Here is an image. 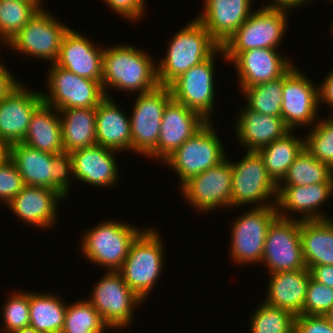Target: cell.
<instances>
[{"instance_id":"cell-1","label":"cell","mask_w":333,"mask_h":333,"mask_svg":"<svg viewBox=\"0 0 333 333\" xmlns=\"http://www.w3.org/2000/svg\"><path fill=\"white\" fill-rule=\"evenodd\" d=\"M146 52L141 47L121 43L103 48L101 85L107 97L111 96L109 88L135 95L159 86L157 61Z\"/></svg>"},{"instance_id":"cell-2","label":"cell","mask_w":333,"mask_h":333,"mask_svg":"<svg viewBox=\"0 0 333 333\" xmlns=\"http://www.w3.org/2000/svg\"><path fill=\"white\" fill-rule=\"evenodd\" d=\"M173 36L164 58L156 63L161 86H169L180 75L210 58L221 47L196 18Z\"/></svg>"},{"instance_id":"cell-3","label":"cell","mask_w":333,"mask_h":333,"mask_svg":"<svg viewBox=\"0 0 333 333\" xmlns=\"http://www.w3.org/2000/svg\"><path fill=\"white\" fill-rule=\"evenodd\" d=\"M145 228L132 242L127 258L118 272L142 300L152 293L164 269L163 238L156 227ZM164 245V246H163Z\"/></svg>"},{"instance_id":"cell-4","label":"cell","mask_w":333,"mask_h":333,"mask_svg":"<svg viewBox=\"0 0 333 333\" xmlns=\"http://www.w3.org/2000/svg\"><path fill=\"white\" fill-rule=\"evenodd\" d=\"M106 220L86 230L81 239L83 257L92 264L118 271L127 258L130 246L144 230L134 224Z\"/></svg>"},{"instance_id":"cell-5","label":"cell","mask_w":333,"mask_h":333,"mask_svg":"<svg viewBox=\"0 0 333 333\" xmlns=\"http://www.w3.org/2000/svg\"><path fill=\"white\" fill-rule=\"evenodd\" d=\"M213 123L207 122L163 161L162 164H166L179 177V187L227 158L225 146Z\"/></svg>"},{"instance_id":"cell-6","label":"cell","mask_w":333,"mask_h":333,"mask_svg":"<svg viewBox=\"0 0 333 333\" xmlns=\"http://www.w3.org/2000/svg\"><path fill=\"white\" fill-rule=\"evenodd\" d=\"M231 166V209L242 205H253L251 208L276 206L278 185L268 175L263 159L257 151L245 150L243 158L236 162L231 161Z\"/></svg>"},{"instance_id":"cell-7","label":"cell","mask_w":333,"mask_h":333,"mask_svg":"<svg viewBox=\"0 0 333 333\" xmlns=\"http://www.w3.org/2000/svg\"><path fill=\"white\" fill-rule=\"evenodd\" d=\"M130 113L132 152L157 160V141L165 106L172 100L169 86L157 88L135 97Z\"/></svg>"},{"instance_id":"cell-8","label":"cell","mask_w":333,"mask_h":333,"mask_svg":"<svg viewBox=\"0 0 333 333\" xmlns=\"http://www.w3.org/2000/svg\"><path fill=\"white\" fill-rule=\"evenodd\" d=\"M91 292L87 300L114 330L133 326L134 308L146 302L129 288L118 271H106Z\"/></svg>"},{"instance_id":"cell-9","label":"cell","mask_w":333,"mask_h":333,"mask_svg":"<svg viewBox=\"0 0 333 333\" xmlns=\"http://www.w3.org/2000/svg\"><path fill=\"white\" fill-rule=\"evenodd\" d=\"M70 27L42 7L5 45L21 56L56 62L64 34Z\"/></svg>"},{"instance_id":"cell-10","label":"cell","mask_w":333,"mask_h":333,"mask_svg":"<svg viewBox=\"0 0 333 333\" xmlns=\"http://www.w3.org/2000/svg\"><path fill=\"white\" fill-rule=\"evenodd\" d=\"M231 222L229 255L233 263L261 265L269 225L278 216L276 206L249 208ZM243 264V265H242Z\"/></svg>"},{"instance_id":"cell-11","label":"cell","mask_w":333,"mask_h":333,"mask_svg":"<svg viewBox=\"0 0 333 333\" xmlns=\"http://www.w3.org/2000/svg\"><path fill=\"white\" fill-rule=\"evenodd\" d=\"M289 12L276 8L253 10L243 25L221 46L223 52H243L254 48L279 49L288 30Z\"/></svg>"},{"instance_id":"cell-12","label":"cell","mask_w":333,"mask_h":333,"mask_svg":"<svg viewBox=\"0 0 333 333\" xmlns=\"http://www.w3.org/2000/svg\"><path fill=\"white\" fill-rule=\"evenodd\" d=\"M47 71L48 93L41 91L43 102L58 111L70 108H96L106 97L99 81L80 77L55 63Z\"/></svg>"},{"instance_id":"cell-13","label":"cell","mask_w":333,"mask_h":333,"mask_svg":"<svg viewBox=\"0 0 333 333\" xmlns=\"http://www.w3.org/2000/svg\"><path fill=\"white\" fill-rule=\"evenodd\" d=\"M220 54L226 59L220 47L210 58L193 66L175 79L170 85L172 99L199 113L206 121H212L215 102V58Z\"/></svg>"},{"instance_id":"cell-14","label":"cell","mask_w":333,"mask_h":333,"mask_svg":"<svg viewBox=\"0 0 333 333\" xmlns=\"http://www.w3.org/2000/svg\"><path fill=\"white\" fill-rule=\"evenodd\" d=\"M228 158L193 176L179 188L192 209L203 214L216 209L231 210L232 166Z\"/></svg>"},{"instance_id":"cell-15","label":"cell","mask_w":333,"mask_h":333,"mask_svg":"<svg viewBox=\"0 0 333 333\" xmlns=\"http://www.w3.org/2000/svg\"><path fill=\"white\" fill-rule=\"evenodd\" d=\"M261 263L267 274L306 268L300 237V220L277 216L269 225Z\"/></svg>"},{"instance_id":"cell-16","label":"cell","mask_w":333,"mask_h":333,"mask_svg":"<svg viewBox=\"0 0 333 333\" xmlns=\"http://www.w3.org/2000/svg\"><path fill=\"white\" fill-rule=\"evenodd\" d=\"M319 108L318 85L294 65L283 76L282 119L291 130L309 128L319 119Z\"/></svg>"},{"instance_id":"cell-17","label":"cell","mask_w":333,"mask_h":333,"mask_svg":"<svg viewBox=\"0 0 333 333\" xmlns=\"http://www.w3.org/2000/svg\"><path fill=\"white\" fill-rule=\"evenodd\" d=\"M278 50L254 48L243 52H224L226 62L235 66L240 92L247 87L279 79L294 66L293 60Z\"/></svg>"},{"instance_id":"cell-18","label":"cell","mask_w":333,"mask_h":333,"mask_svg":"<svg viewBox=\"0 0 333 333\" xmlns=\"http://www.w3.org/2000/svg\"><path fill=\"white\" fill-rule=\"evenodd\" d=\"M330 197H333V182L305 186H278L277 213L281 218L300 221L330 219L331 216H327L321 210V206L331 200Z\"/></svg>"},{"instance_id":"cell-19","label":"cell","mask_w":333,"mask_h":333,"mask_svg":"<svg viewBox=\"0 0 333 333\" xmlns=\"http://www.w3.org/2000/svg\"><path fill=\"white\" fill-rule=\"evenodd\" d=\"M63 199L66 198L58 191L25 186L6 207L29 227L52 229L57 223L58 204Z\"/></svg>"},{"instance_id":"cell-20","label":"cell","mask_w":333,"mask_h":333,"mask_svg":"<svg viewBox=\"0 0 333 333\" xmlns=\"http://www.w3.org/2000/svg\"><path fill=\"white\" fill-rule=\"evenodd\" d=\"M94 43L70 27L62 38L55 64L80 77L101 83L104 46Z\"/></svg>"},{"instance_id":"cell-21","label":"cell","mask_w":333,"mask_h":333,"mask_svg":"<svg viewBox=\"0 0 333 333\" xmlns=\"http://www.w3.org/2000/svg\"><path fill=\"white\" fill-rule=\"evenodd\" d=\"M23 85L0 100V139L10 145L23 141L34 111L43 103L40 91Z\"/></svg>"},{"instance_id":"cell-22","label":"cell","mask_w":333,"mask_h":333,"mask_svg":"<svg viewBox=\"0 0 333 333\" xmlns=\"http://www.w3.org/2000/svg\"><path fill=\"white\" fill-rule=\"evenodd\" d=\"M208 121L173 99L165 106L157 141V161L162 163Z\"/></svg>"},{"instance_id":"cell-23","label":"cell","mask_w":333,"mask_h":333,"mask_svg":"<svg viewBox=\"0 0 333 333\" xmlns=\"http://www.w3.org/2000/svg\"><path fill=\"white\" fill-rule=\"evenodd\" d=\"M117 152L98 144L72 151L73 179L97 188H113L120 179Z\"/></svg>"},{"instance_id":"cell-24","label":"cell","mask_w":333,"mask_h":333,"mask_svg":"<svg viewBox=\"0 0 333 333\" xmlns=\"http://www.w3.org/2000/svg\"><path fill=\"white\" fill-rule=\"evenodd\" d=\"M195 18L222 46L243 25L254 10L249 0H204Z\"/></svg>"},{"instance_id":"cell-25","label":"cell","mask_w":333,"mask_h":333,"mask_svg":"<svg viewBox=\"0 0 333 333\" xmlns=\"http://www.w3.org/2000/svg\"><path fill=\"white\" fill-rule=\"evenodd\" d=\"M238 114L233 133L237 143L247 151H258L291 131L282 117L255 112L246 105Z\"/></svg>"},{"instance_id":"cell-26","label":"cell","mask_w":333,"mask_h":333,"mask_svg":"<svg viewBox=\"0 0 333 333\" xmlns=\"http://www.w3.org/2000/svg\"><path fill=\"white\" fill-rule=\"evenodd\" d=\"M114 97H105L96 107V143L119 152H132L130 116Z\"/></svg>"},{"instance_id":"cell-27","label":"cell","mask_w":333,"mask_h":333,"mask_svg":"<svg viewBox=\"0 0 333 333\" xmlns=\"http://www.w3.org/2000/svg\"><path fill=\"white\" fill-rule=\"evenodd\" d=\"M264 303L302 315L307 285L311 277L307 268L268 274Z\"/></svg>"},{"instance_id":"cell-28","label":"cell","mask_w":333,"mask_h":333,"mask_svg":"<svg viewBox=\"0 0 333 333\" xmlns=\"http://www.w3.org/2000/svg\"><path fill=\"white\" fill-rule=\"evenodd\" d=\"M55 155L37 150L22 142L10 146V160L14 163L26 186L55 190Z\"/></svg>"},{"instance_id":"cell-29","label":"cell","mask_w":333,"mask_h":333,"mask_svg":"<svg viewBox=\"0 0 333 333\" xmlns=\"http://www.w3.org/2000/svg\"><path fill=\"white\" fill-rule=\"evenodd\" d=\"M22 143L54 155L63 153L59 111L43 102L34 111Z\"/></svg>"},{"instance_id":"cell-30","label":"cell","mask_w":333,"mask_h":333,"mask_svg":"<svg viewBox=\"0 0 333 333\" xmlns=\"http://www.w3.org/2000/svg\"><path fill=\"white\" fill-rule=\"evenodd\" d=\"M300 237L307 269L333 266V218L300 221Z\"/></svg>"},{"instance_id":"cell-31","label":"cell","mask_w":333,"mask_h":333,"mask_svg":"<svg viewBox=\"0 0 333 333\" xmlns=\"http://www.w3.org/2000/svg\"><path fill=\"white\" fill-rule=\"evenodd\" d=\"M64 152L96 145V108L59 110Z\"/></svg>"},{"instance_id":"cell-32","label":"cell","mask_w":333,"mask_h":333,"mask_svg":"<svg viewBox=\"0 0 333 333\" xmlns=\"http://www.w3.org/2000/svg\"><path fill=\"white\" fill-rule=\"evenodd\" d=\"M30 291L29 326L42 333H61L67 307L65 301L55 293Z\"/></svg>"},{"instance_id":"cell-33","label":"cell","mask_w":333,"mask_h":333,"mask_svg":"<svg viewBox=\"0 0 333 333\" xmlns=\"http://www.w3.org/2000/svg\"><path fill=\"white\" fill-rule=\"evenodd\" d=\"M294 133V130H291L282 138L257 151L263 159L268 175L277 185L286 176L290 165L304 148V138Z\"/></svg>"},{"instance_id":"cell-34","label":"cell","mask_w":333,"mask_h":333,"mask_svg":"<svg viewBox=\"0 0 333 333\" xmlns=\"http://www.w3.org/2000/svg\"><path fill=\"white\" fill-rule=\"evenodd\" d=\"M333 182V170L315 159L304 147L278 186H305Z\"/></svg>"},{"instance_id":"cell-35","label":"cell","mask_w":333,"mask_h":333,"mask_svg":"<svg viewBox=\"0 0 333 333\" xmlns=\"http://www.w3.org/2000/svg\"><path fill=\"white\" fill-rule=\"evenodd\" d=\"M44 0H0V44L6 45L43 7Z\"/></svg>"},{"instance_id":"cell-36","label":"cell","mask_w":333,"mask_h":333,"mask_svg":"<svg viewBox=\"0 0 333 333\" xmlns=\"http://www.w3.org/2000/svg\"><path fill=\"white\" fill-rule=\"evenodd\" d=\"M107 329L113 331L87 299L67 303L61 333H105Z\"/></svg>"},{"instance_id":"cell-37","label":"cell","mask_w":333,"mask_h":333,"mask_svg":"<svg viewBox=\"0 0 333 333\" xmlns=\"http://www.w3.org/2000/svg\"><path fill=\"white\" fill-rule=\"evenodd\" d=\"M245 105L255 112L281 117L283 77L245 88Z\"/></svg>"},{"instance_id":"cell-38","label":"cell","mask_w":333,"mask_h":333,"mask_svg":"<svg viewBox=\"0 0 333 333\" xmlns=\"http://www.w3.org/2000/svg\"><path fill=\"white\" fill-rule=\"evenodd\" d=\"M251 314L249 333H294L296 316L287 310L261 302Z\"/></svg>"},{"instance_id":"cell-39","label":"cell","mask_w":333,"mask_h":333,"mask_svg":"<svg viewBox=\"0 0 333 333\" xmlns=\"http://www.w3.org/2000/svg\"><path fill=\"white\" fill-rule=\"evenodd\" d=\"M307 133L304 135V147L315 159L333 170V115L319 118Z\"/></svg>"},{"instance_id":"cell-40","label":"cell","mask_w":333,"mask_h":333,"mask_svg":"<svg viewBox=\"0 0 333 333\" xmlns=\"http://www.w3.org/2000/svg\"><path fill=\"white\" fill-rule=\"evenodd\" d=\"M1 308L0 333H12L30 325L29 291H14ZM2 329V330H1Z\"/></svg>"},{"instance_id":"cell-41","label":"cell","mask_w":333,"mask_h":333,"mask_svg":"<svg viewBox=\"0 0 333 333\" xmlns=\"http://www.w3.org/2000/svg\"><path fill=\"white\" fill-rule=\"evenodd\" d=\"M332 306L333 288L310 277L302 314L324 316Z\"/></svg>"},{"instance_id":"cell-42","label":"cell","mask_w":333,"mask_h":333,"mask_svg":"<svg viewBox=\"0 0 333 333\" xmlns=\"http://www.w3.org/2000/svg\"><path fill=\"white\" fill-rule=\"evenodd\" d=\"M25 183L14 163L9 160L0 166V202L8 205L25 187Z\"/></svg>"},{"instance_id":"cell-43","label":"cell","mask_w":333,"mask_h":333,"mask_svg":"<svg viewBox=\"0 0 333 333\" xmlns=\"http://www.w3.org/2000/svg\"><path fill=\"white\" fill-rule=\"evenodd\" d=\"M53 167H55V191L60 192L68 199V195L71 194L69 179L74 178L71 153L63 152L55 155L53 157Z\"/></svg>"},{"instance_id":"cell-44","label":"cell","mask_w":333,"mask_h":333,"mask_svg":"<svg viewBox=\"0 0 333 333\" xmlns=\"http://www.w3.org/2000/svg\"><path fill=\"white\" fill-rule=\"evenodd\" d=\"M120 17L131 21H140L146 11V0H103Z\"/></svg>"},{"instance_id":"cell-45","label":"cell","mask_w":333,"mask_h":333,"mask_svg":"<svg viewBox=\"0 0 333 333\" xmlns=\"http://www.w3.org/2000/svg\"><path fill=\"white\" fill-rule=\"evenodd\" d=\"M294 333H333L331 325L325 316L297 315Z\"/></svg>"},{"instance_id":"cell-46","label":"cell","mask_w":333,"mask_h":333,"mask_svg":"<svg viewBox=\"0 0 333 333\" xmlns=\"http://www.w3.org/2000/svg\"><path fill=\"white\" fill-rule=\"evenodd\" d=\"M1 60V58H0ZM11 71L0 61V100L6 98L21 82L14 77Z\"/></svg>"},{"instance_id":"cell-47","label":"cell","mask_w":333,"mask_h":333,"mask_svg":"<svg viewBox=\"0 0 333 333\" xmlns=\"http://www.w3.org/2000/svg\"><path fill=\"white\" fill-rule=\"evenodd\" d=\"M324 80L318 85L319 105L326 104L332 108L331 115H333V68L326 74ZM321 102V103H320Z\"/></svg>"},{"instance_id":"cell-48","label":"cell","mask_w":333,"mask_h":333,"mask_svg":"<svg viewBox=\"0 0 333 333\" xmlns=\"http://www.w3.org/2000/svg\"><path fill=\"white\" fill-rule=\"evenodd\" d=\"M311 277L324 284L333 288V266L332 265H316L310 269Z\"/></svg>"},{"instance_id":"cell-49","label":"cell","mask_w":333,"mask_h":333,"mask_svg":"<svg viewBox=\"0 0 333 333\" xmlns=\"http://www.w3.org/2000/svg\"><path fill=\"white\" fill-rule=\"evenodd\" d=\"M311 1L313 0H272V8L291 11L295 8L299 9V7L303 5L306 6L307 4L312 3Z\"/></svg>"},{"instance_id":"cell-50","label":"cell","mask_w":333,"mask_h":333,"mask_svg":"<svg viewBox=\"0 0 333 333\" xmlns=\"http://www.w3.org/2000/svg\"><path fill=\"white\" fill-rule=\"evenodd\" d=\"M10 146L7 141L0 139V166L10 160Z\"/></svg>"},{"instance_id":"cell-51","label":"cell","mask_w":333,"mask_h":333,"mask_svg":"<svg viewBox=\"0 0 333 333\" xmlns=\"http://www.w3.org/2000/svg\"><path fill=\"white\" fill-rule=\"evenodd\" d=\"M12 333H42V332H39L35 328L28 326V327L16 330V331H14Z\"/></svg>"},{"instance_id":"cell-52","label":"cell","mask_w":333,"mask_h":333,"mask_svg":"<svg viewBox=\"0 0 333 333\" xmlns=\"http://www.w3.org/2000/svg\"><path fill=\"white\" fill-rule=\"evenodd\" d=\"M324 316L327 318L328 322L333 325V306Z\"/></svg>"},{"instance_id":"cell-53","label":"cell","mask_w":333,"mask_h":333,"mask_svg":"<svg viewBox=\"0 0 333 333\" xmlns=\"http://www.w3.org/2000/svg\"><path fill=\"white\" fill-rule=\"evenodd\" d=\"M250 1V3L252 4V6H253V0H249ZM271 1V2H270ZM267 2H270V3H266V5L265 4H263V6H260V8H272V0H269V1H267ZM268 4V5H267Z\"/></svg>"},{"instance_id":"cell-54","label":"cell","mask_w":333,"mask_h":333,"mask_svg":"<svg viewBox=\"0 0 333 333\" xmlns=\"http://www.w3.org/2000/svg\"><path fill=\"white\" fill-rule=\"evenodd\" d=\"M331 23H332V25H331L330 29H331V33H332L331 35L333 36V22H331Z\"/></svg>"}]
</instances>
